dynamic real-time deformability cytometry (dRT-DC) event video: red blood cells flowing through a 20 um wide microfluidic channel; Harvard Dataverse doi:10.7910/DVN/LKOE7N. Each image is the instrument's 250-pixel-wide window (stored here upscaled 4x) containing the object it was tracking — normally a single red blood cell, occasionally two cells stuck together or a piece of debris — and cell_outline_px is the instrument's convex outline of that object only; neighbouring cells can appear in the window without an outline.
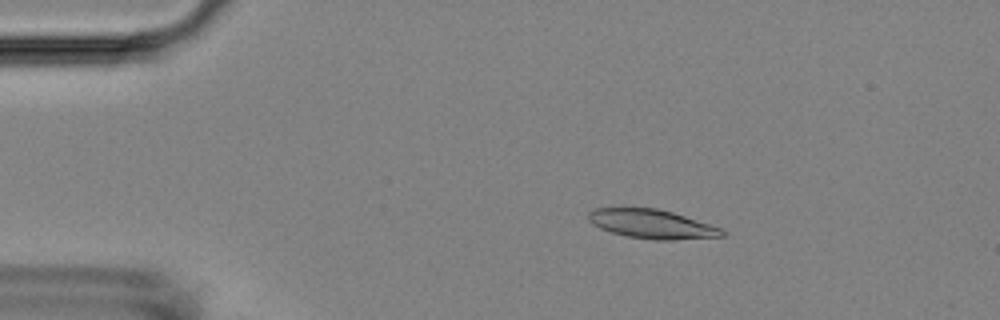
{"species": "Egyptian fruit bat (a non-hibernating species)", "species_latin": "Rousettus aegyptiacus", "temperature_condition": "room temperature", "stored_images_in_passage": 55, "camera_frame_rate_fps": 3000, "um_per_image_px": 0.085, "animal": {"sex": "female"}, "frame": {"image": 1, "passage_image": 10, "time_ms": 3.0, "image_size_px": [1000, 320], "cell_outline_px": [[728, 232], [724, 236], [676, 240], [656, 240], [628, 236], [612, 232], [600, 228], [592, 224], [588, 220], [588, 212], [596, 208], [656, 208], [672, 212], [724, 228]], "centroid_in_image_um": [55.47, 19.05], "position_along_channel_um": 29.5, "area_um2": 22.72}}
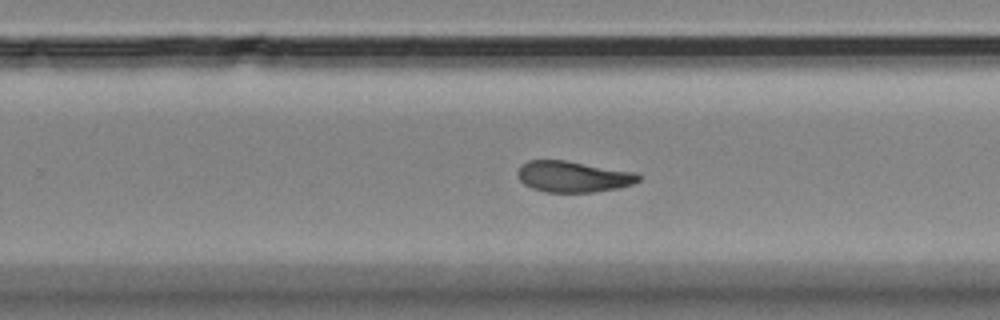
{"frame": {"image": 2, "passage_image": 35, "time_ms": 11.333, "image_size_px": [1000, 320], "cell_outline_px": [[640, 180], [632, 184], [620, 188], [592, 192], [544, 192], [532, 188], [524, 184], [516, 176], [516, 172], [520, 164], [528, 160], [564, 160], [636, 172], [640, 176]], "centroid_in_image_um": [48.68, 15.01], "position_along_channel_um": 281.1, "area_um2": 22.08}}
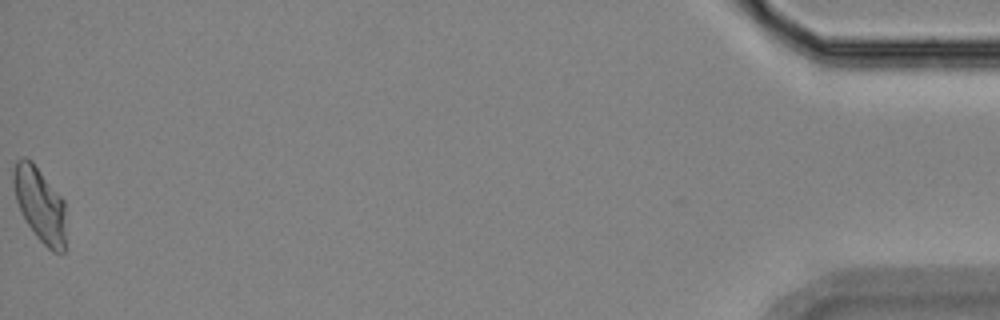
{"frame": {"image": 3, "passage_image": 55, "time_ms": 18.0, "image_size_px": [1000, 320], "cell_outline_px": [[64, 252], [52, 252], [36, 236], [28, 224], [16, 200], [12, 184], [12, 172], [16, 160], [24, 156], [32, 160], [64, 200]], "centroid_in_image_um": [3.36, 17.32], "position_along_channel_um": 431.8, "area_um2": 22.6}, "authors_computed_cell_mechanics": {"area_um2": 22.3686, "velocity_mm_per_s": 3.6688, "shape_relaxation_time_tau1_ms": null, "shape_relaxation_time_tau2_ms": 3.8538, "deformation_change_tau1": null, "deformation_change_tau2": 0.1007}}